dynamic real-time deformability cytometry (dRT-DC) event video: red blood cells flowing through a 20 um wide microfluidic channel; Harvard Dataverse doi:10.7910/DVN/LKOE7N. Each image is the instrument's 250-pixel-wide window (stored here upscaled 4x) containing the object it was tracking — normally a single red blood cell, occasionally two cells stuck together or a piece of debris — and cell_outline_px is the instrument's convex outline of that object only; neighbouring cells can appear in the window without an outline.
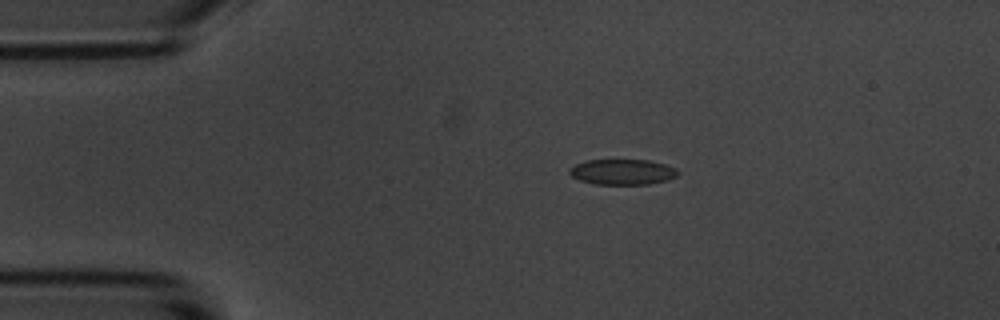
{"species": "common noctule bat (a hibernating species)", "species_latin": "Nyctalus noctula", "temperature_condition": "room temperature", "stored_images_in_passage": 8, "camera_frame_rate_fps": 3000, "um_per_image_px": 0.085, "animal": {"sex": "male", "body_mass_g": 20.1, "forearm_length_mm": 53.5}, "frame": {"image": 1, "passage_image": 3, "time_ms": 2.333, "image_size_px": [1000, 320], "cell_outline_px": [[680, 172], [676, 176], [668, 180], [648, 184], [596, 184], [580, 180], [572, 176], [568, 172], [568, 168], [576, 164], [588, 160], [648, 160], [664, 164], [676, 168]], "centroid_in_image_um": [52.91, 14.61], "position_along_channel_um": 32.1, "area_um2": 16.07}}
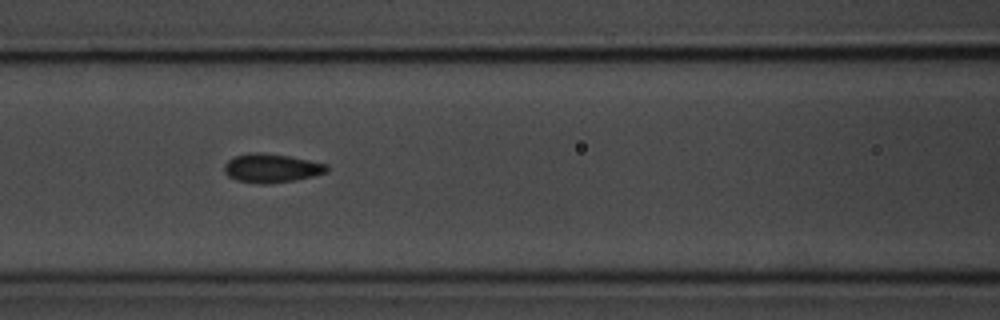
{"frame": {"image": 2, "passage_image": 7, "time_ms": 6.667, "image_size_px": [1000, 320], "cell_outline_px": [[328, 172], [296, 180], [268, 184], [260, 184], [236, 180], [228, 176], [224, 172], [224, 164], [228, 160], [236, 156], [248, 152], [260, 152], [288, 156], [328, 164]], "centroid_in_image_um": [23.06, 14.29], "position_along_channel_um": 143.5, "area_um2": 17.28}}
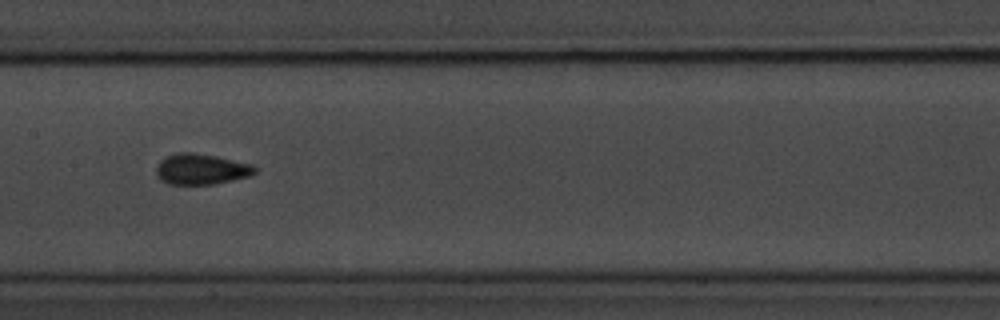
{"frame": {"image": 3, "passage_image": 8, "time_ms": 8.0, "image_size_px": [1000, 320], "cell_outline_px": [[256, 172], [248, 176], [232, 180], [212, 184], [168, 184], [160, 180], [156, 176], [156, 168], [160, 160], [176, 152], [192, 152], [216, 156], [252, 164], [256, 168]], "centroid_in_image_um": [17.07, 14.37], "position_along_channel_um": 190.3, "area_um2": 17.63}}